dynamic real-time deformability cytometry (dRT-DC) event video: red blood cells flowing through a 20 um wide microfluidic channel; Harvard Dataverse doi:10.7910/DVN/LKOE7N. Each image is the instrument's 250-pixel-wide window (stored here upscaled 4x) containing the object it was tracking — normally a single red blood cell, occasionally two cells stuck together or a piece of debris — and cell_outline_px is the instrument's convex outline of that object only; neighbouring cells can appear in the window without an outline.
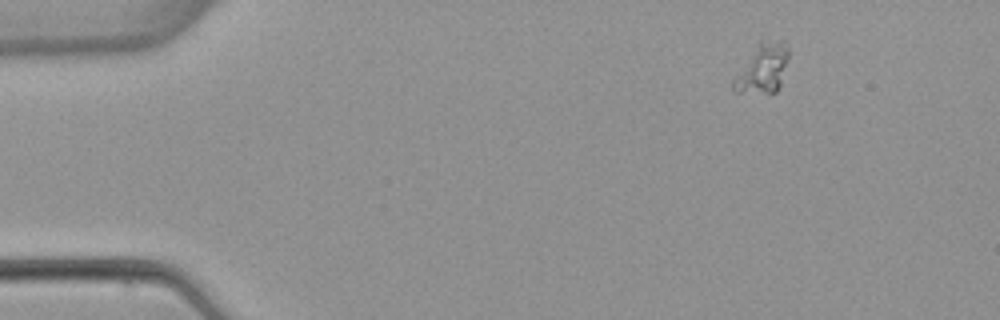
{"species": "common noctule bat (a hibernating species)", "species_latin": "Nyctalus noctula", "temperature_condition": "warm", "stored_images_in_passage": 4, "segment_of_instrument_passage": [2, 2], "camera_frame_rate_fps": 3000, "um_per_image_px": 0.085, "animal": {"sex": "female", "body_mass_g": 22.7, "forearm_length_mm": 54.2}, "frame": {"image": 1, "passage_image": 4, "time_ms": 3.667, "image_size_px": [1000, 320], "cell_outline_px": [[788, 56], [780, 84], [776, 92], [736, 92], [732, 88], [732, 80], [760, 40], [768, 36], [784, 40], [788, 48]], "centroid_in_image_um": [64.84, 5.73], "position_along_channel_um": 20.2, "area_um2": 15.78}}